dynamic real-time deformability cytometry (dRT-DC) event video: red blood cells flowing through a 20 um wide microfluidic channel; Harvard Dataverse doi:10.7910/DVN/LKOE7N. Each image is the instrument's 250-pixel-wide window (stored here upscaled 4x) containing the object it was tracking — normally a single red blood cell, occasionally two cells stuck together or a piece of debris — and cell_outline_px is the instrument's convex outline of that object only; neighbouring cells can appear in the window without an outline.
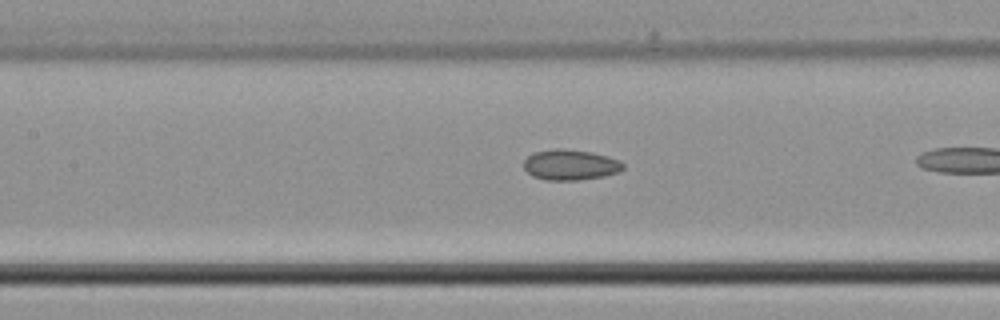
{"species": "common noctule bat (a hibernating species)", "species_latin": "Nyctalus noctula", "temperature_condition": "cold", "stored_images_in_passage": 19, "camera_frame_rate_fps": 3000, "um_per_image_px": 0.085, "animal": {"sex": "male", "body_mass_g": 21.5, "forearm_length_mm": 52.0}, "frame": {"image": 1, "passage_image": 14, "time_ms": 4.333, "image_size_px": [1000, 320], "cell_outline_px": [[624, 168], [620, 172], [604, 176], [580, 180], [544, 180], [532, 176], [524, 168], [524, 160], [532, 152], [556, 148], [560, 148], [592, 152], [608, 156], [620, 160], [624, 164]], "centroid_in_image_um": [48.49, 14.01], "position_along_channel_um": 158.9, "area_um2": 17.92}}